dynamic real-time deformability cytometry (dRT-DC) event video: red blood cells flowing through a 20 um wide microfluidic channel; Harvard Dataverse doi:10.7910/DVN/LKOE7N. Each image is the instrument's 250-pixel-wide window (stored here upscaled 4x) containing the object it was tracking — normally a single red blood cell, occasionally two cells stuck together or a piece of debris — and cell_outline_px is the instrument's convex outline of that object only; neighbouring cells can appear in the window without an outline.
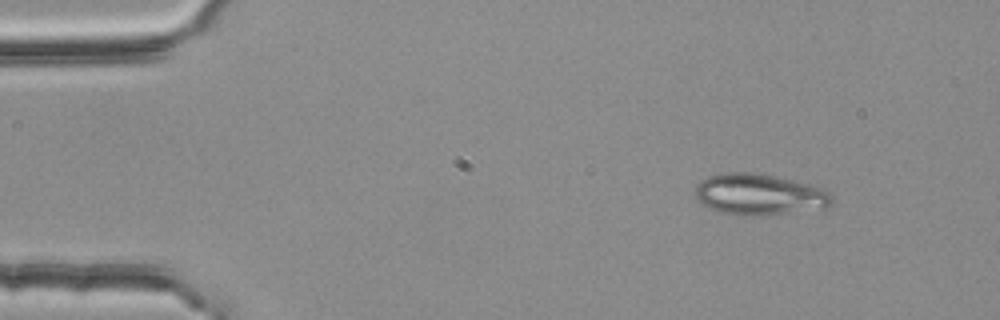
{"species": "common noctule bat (a hibernating species)", "species_latin": "Nyctalus noctula", "temperature_condition": "room temperature", "stored_images_in_passage": 3, "camera_frame_rate_fps": 3000, "um_per_image_px": 0.085, "animal": {"sex": "female", "body_mass_g": 25.1}, "frame": {"image": 1, "passage_image": 1, "time_ms": 0.0, "image_size_px": [1000, 320], "cell_outline_px": [[832, 200], [824, 208], [752, 216], [720, 212], [708, 208], [700, 204], [696, 196], [696, 184], [700, 180], [708, 176], [732, 172], [752, 172], [812, 184], [824, 188], [832, 196]], "centroid_in_image_um": [64.5, 16.52], "position_along_channel_um": 20.5, "area_um2": 32.48}}